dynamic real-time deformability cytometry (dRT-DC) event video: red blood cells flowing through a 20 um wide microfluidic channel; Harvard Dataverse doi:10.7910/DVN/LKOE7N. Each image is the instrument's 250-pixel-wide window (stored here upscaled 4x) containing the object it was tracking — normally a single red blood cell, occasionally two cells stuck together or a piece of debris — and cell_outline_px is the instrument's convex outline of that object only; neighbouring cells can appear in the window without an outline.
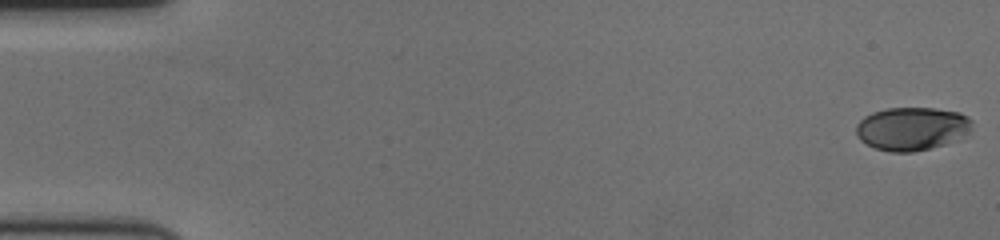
{"species": "human", "species_latin": "Homo sapiens", "temperature_condition": "cold", "stored_images_in_passage": 61, "camera_frame_rate_fps": 3000, "um_per_image_px": 0.085, "donor": {"sex": "female"}, "frame": {"image": 1, "passage_image": 1, "time_ms": 0.0, "image_size_px": [1000, 240], "cell_outline_px": [[972, 128], [960, 140], [912, 152], [888, 152], [876, 148], [860, 140], [856, 136], [856, 124], [864, 116], [872, 112], [888, 108], [936, 108], [960, 112], [968, 116], [972, 120]], "centroid_in_image_um": [77.53, 10.93], "position_along_channel_um": 7.5, "area_um2": 29.48}}
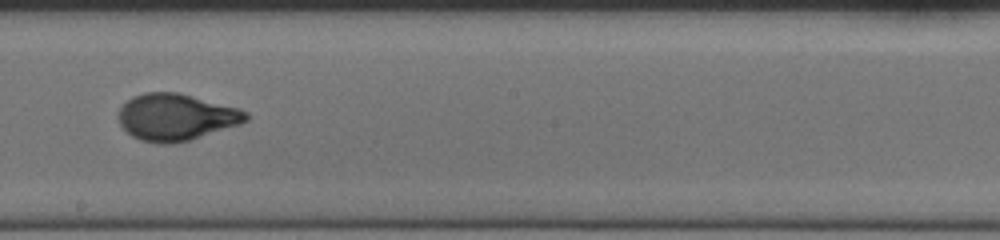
{"frame": {"image": 2, "passage_image": 35, "time_ms": 11.333, "image_size_px": [1000, 240], "cell_outline_px": [[248, 120], [240, 124], [188, 140], [172, 144], [156, 144], [140, 140], [132, 136], [120, 124], [120, 108], [132, 96], [144, 92], [176, 92], [240, 108], [248, 112]], "centroid_in_image_um": [14.97, 9.95], "position_along_channel_um": 233.2, "area_um2": 34.51}}
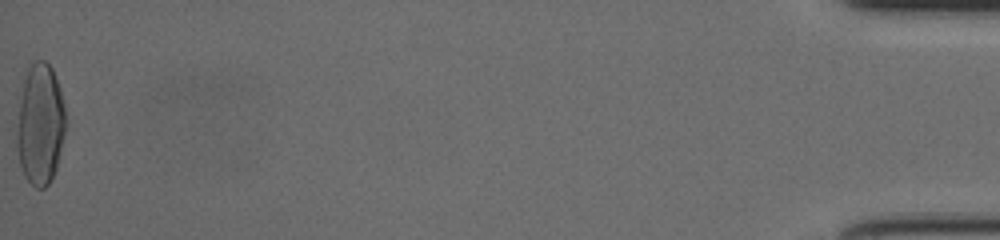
{"frame": {"image": 3, "passage_image": 61, "time_ms": 20.0, "image_size_px": [1000, 240], "cell_outline_px": [[64, 132], [56, 168], [48, 184], [44, 188], [36, 188], [24, 176], [20, 168], [16, 148], [16, 132], [20, 100], [24, 80], [28, 68], [36, 60], [44, 60], [52, 68], [60, 88], [64, 100]], "centroid_in_image_um": [3.39, 10.58], "position_along_channel_um": 431.8, "area_um2": 34.22}, "authors_computed_cell_mechanics": {"area_um2": 33.1194, "velocity_mm_per_s": 3.4722, "shape_relaxation_time_tau1_ms": 5.0117, "shape_relaxation_time_tau2_ms": null, "deformation_change_tau1": 0.2162, "deformation_change_tau2": null}}